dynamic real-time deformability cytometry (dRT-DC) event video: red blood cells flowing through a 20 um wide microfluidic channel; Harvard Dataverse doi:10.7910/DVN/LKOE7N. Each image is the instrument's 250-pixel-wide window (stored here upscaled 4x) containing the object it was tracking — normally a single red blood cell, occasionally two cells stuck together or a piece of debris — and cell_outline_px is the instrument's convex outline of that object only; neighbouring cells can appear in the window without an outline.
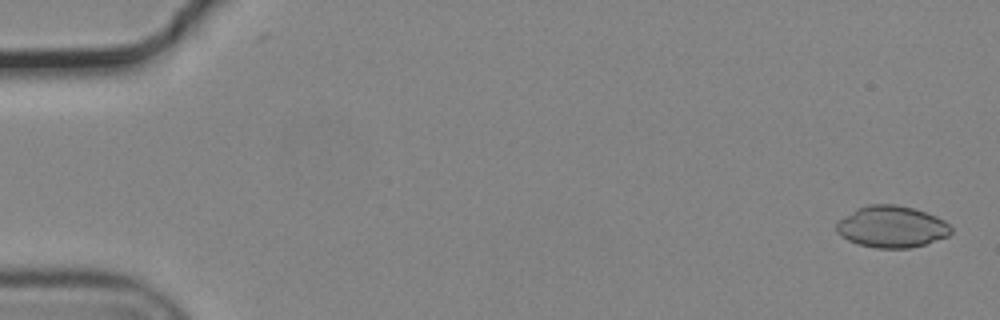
{"species": "common noctule bat (a hibernating species)", "species_latin": "Nyctalus noctula", "temperature_condition": "cold", "stored_images_in_passage": 54, "camera_frame_rate_fps": 3000, "um_per_image_px": 0.085, "animal": {"sex": "male", "body_mass_g": 19.2, "forearm_length_mm": 51.8}, "frame": {"image": 1, "passage_image": 1, "time_ms": 0.0, "image_size_px": [1000, 320], "cell_outline_px": [[952, 232], [948, 236], [924, 244], [908, 248], [876, 248], [860, 244], [848, 240], [840, 236], [836, 232], [836, 224], [844, 216], [856, 208], [868, 204], [896, 204], [912, 208], [936, 216], [944, 220], [952, 228]], "centroid_in_image_um": [75.78, 19.27], "position_along_channel_um": 9.2, "area_um2": 27.74}}
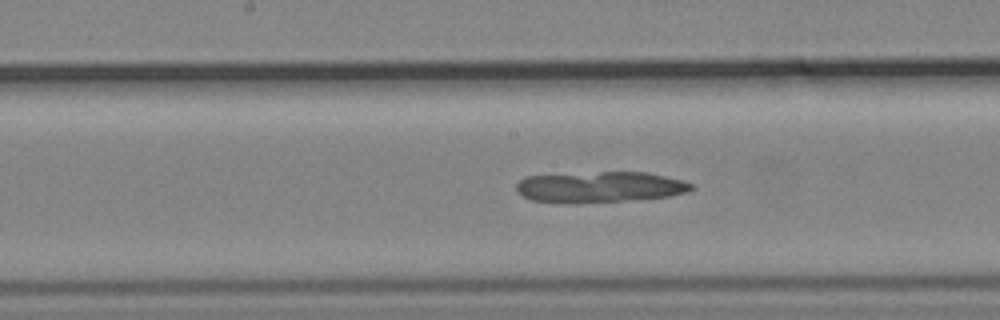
{"frame": {"image": 2, "passage_image": 28, "time_ms": 9.0, "image_size_px": [1000, 320], "cell_outline_px": [[696, 188], [688, 192], [668, 196], [624, 200], [576, 204], [560, 204], [532, 200], [524, 196], [516, 188], [516, 184], [524, 176], [600, 172], [648, 172], [684, 180], [692, 184]], "centroid_in_image_um": [50.99, 15.9], "position_along_channel_um": 197.2, "area_um2": 31.73}}